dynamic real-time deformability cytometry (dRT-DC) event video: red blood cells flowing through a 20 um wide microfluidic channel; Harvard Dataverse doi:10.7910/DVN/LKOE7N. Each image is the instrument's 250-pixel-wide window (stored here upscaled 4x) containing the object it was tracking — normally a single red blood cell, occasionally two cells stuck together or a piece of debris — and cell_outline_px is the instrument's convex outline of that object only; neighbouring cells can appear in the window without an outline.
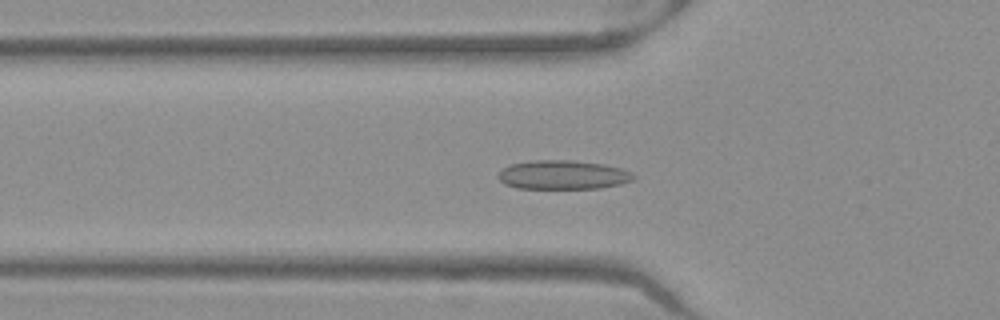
{"species": "Egyptian fruit bat (a non-hibernating species)", "species_latin": "Rousettus aegyptiacus", "temperature_condition": "warm", "stored_images_in_passage": 41, "camera_frame_rate_fps": 3000, "um_per_image_px": 0.085, "frame": {"image": 1, "passage_image": 7, "time_ms": 2.0, "image_size_px": [1000, 320], "cell_outline_px": [[636, 180], [620, 184], [600, 188], [516, 188], [504, 184], [496, 176], [504, 168], [512, 164], [532, 160], [572, 160], [604, 164], [620, 168], [632, 172], [636, 176]], "centroid_in_image_um": [47.88, 14.86], "position_along_channel_um": 77.9, "area_um2": 22.95}}
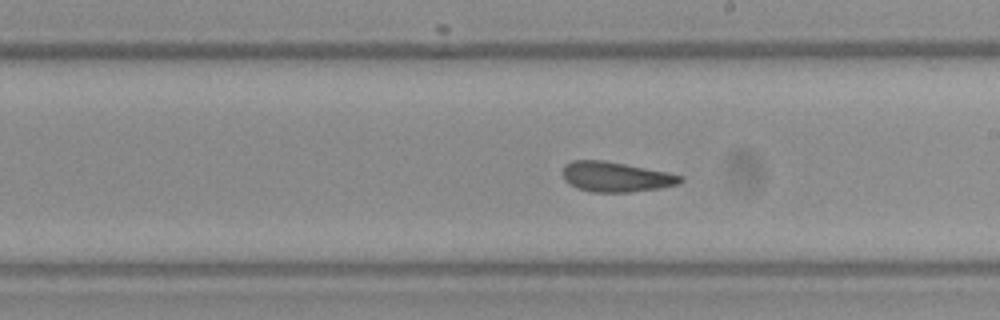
{"frame": {"image": 2, "passage_image": 19, "time_ms": 6.0, "image_size_px": [1000, 320], "cell_outline_px": [[684, 180], [680, 184], [660, 188], [628, 192], [592, 192], [576, 188], [568, 184], [564, 180], [564, 164], [572, 160], [604, 160], [668, 172], [684, 176]], "centroid_in_image_um": [52.36, 15.03], "position_along_channel_um": 236.6, "area_um2": 20.75}}
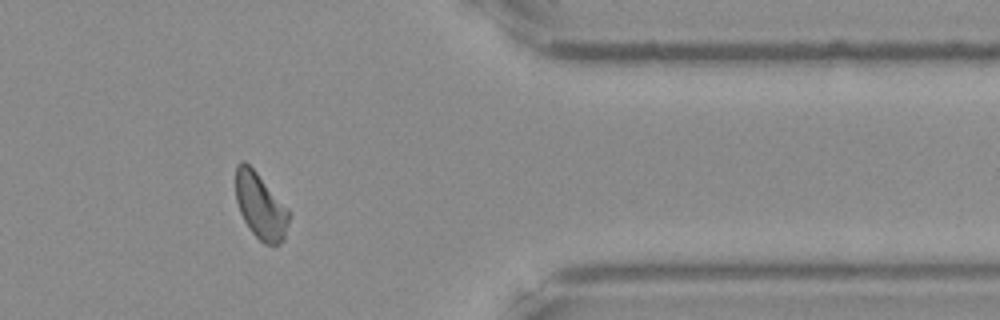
{"frame": {"image": 3, "passage_image": 32, "time_ms": 10.333, "image_size_px": [1000, 320], "cell_outline_px": [[288, 224], [284, 240], [280, 244], [264, 244], [252, 232], [244, 220], [240, 212], [236, 200], [236, 164], [240, 160], [244, 160], [256, 172], [288, 208]], "centroid_in_image_um": [22.13, 17.51], "position_along_channel_um": 389.3, "area_um2": 20.17}, "authors_computed_cell_mechanics": {"area_um2": 20.7502, "velocity_mm_per_s": 3.9497, "shape_relaxation_time_tau1_ms": 9.9422, "shape_relaxation_time_tau2_ms": 1.7502, "deformation_change_tau1": 0.1386, "deformation_change_tau2": 0.0631}}